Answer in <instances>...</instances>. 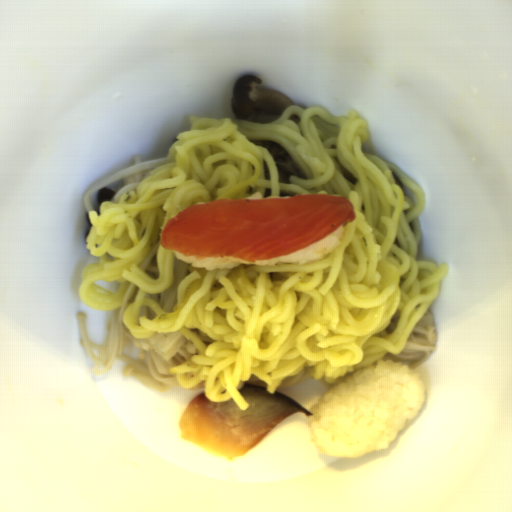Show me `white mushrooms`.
Instances as JSON below:
<instances>
[{"mask_svg": "<svg viewBox=\"0 0 512 512\" xmlns=\"http://www.w3.org/2000/svg\"><path fill=\"white\" fill-rule=\"evenodd\" d=\"M114 194H116L114 190L107 189L104 187L98 190L95 207V211H97L98 214L100 213L102 203H115Z\"/></svg>", "mask_w": 512, "mask_h": 512, "instance_id": "white-mushrooms-3", "label": "white mushrooms"}, {"mask_svg": "<svg viewBox=\"0 0 512 512\" xmlns=\"http://www.w3.org/2000/svg\"><path fill=\"white\" fill-rule=\"evenodd\" d=\"M251 143L263 147L272 156L279 173V183H291V177L304 176L294 157L279 143L272 140L250 139Z\"/></svg>", "mask_w": 512, "mask_h": 512, "instance_id": "white-mushrooms-2", "label": "white mushrooms"}, {"mask_svg": "<svg viewBox=\"0 0 512 512\" xmlns=\"http://www.w3.org/2000/svg\"><path fill=\"white\" fill-rule=\"evenodd\" d=\"M85 220H86V229H85V233H84V243L87 247V238L89 236V233L91 231V224H90V213L86 214L85 216Z\"/></svg>", "mask_w": 512, "mask_h": 512, "instance_id": "white-mushrooms-4", "label": "white mushrooms"}, {"mask_svg": "<svg viewBox=\"0 0 512 512\" xmlns=\"http://www.w3.org/2000/svg\"><path fill=\"white\" fill-rule=\"evenodd\" d=\"M261 79L252 75L237 78L230 97V110L239 121L254 124L274 122L288 105L290 97L269 87H259Z\"/></svg>", "mask_w": 512, "mask_h": 512, "instance_id": "white-mushrooms-1", "label": "white mushrooms"}]
</instances>
